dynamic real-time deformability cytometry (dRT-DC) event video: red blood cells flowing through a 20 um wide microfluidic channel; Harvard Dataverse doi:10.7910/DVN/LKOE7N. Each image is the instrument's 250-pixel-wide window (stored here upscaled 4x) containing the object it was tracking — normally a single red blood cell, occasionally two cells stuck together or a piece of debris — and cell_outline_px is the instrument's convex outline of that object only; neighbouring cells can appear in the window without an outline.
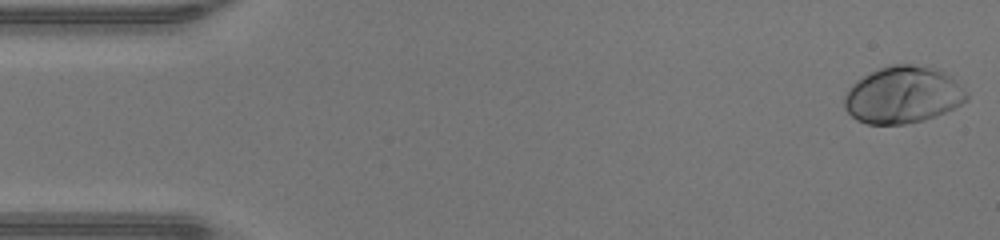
{"species": "human", "species_latin": "Homo sapiens", "temperature_condition": "warm", "stored_images_in_passage": 47, "camera_frame_rate_fps": 3000, "um_per_image_px": 0.085, "donor": {"sex": "male"}, "frame": {"image": 1, "passage_image": 1, "time_ms": 0.0, "image_size_px": [1000, 240], "cell_outline_px": [[968, 100], [936, 116], [924, 120], [904, 124], [868, 124], [856, 120], [844, 108], [844, 96], [848, 88], [856, 80], [880, 68], [892, 64], [912, 64], [928, 68], [940, 72], [948, 76], [968, 92]], "centroid_in_image_um": [76.7, 8.09], "position_along_channel_um": 8.3, "area_um2": 40.11}}
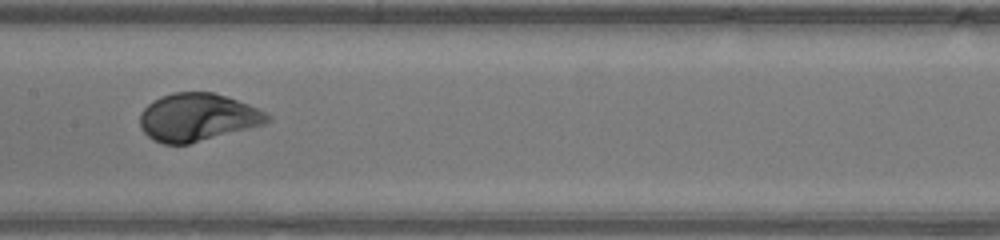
{"frame": {"image": 2, "passage_image": 23, "time_ms": 7.333, "image_size_px": [1000, 240], "cell_outline_px": [[272, 120], [264, 124], [188, 144], [164, 144], [152, 140], [140, 128], [140, 112], [152, 100], [160, 96], [172, 92], [212, 92], [228, 96], [248, 104], [272, 116]], "centroid_in_image_um": [16.76, 9.96], "position_along_channel_um": 190.6, "area_um2": 35.55}}
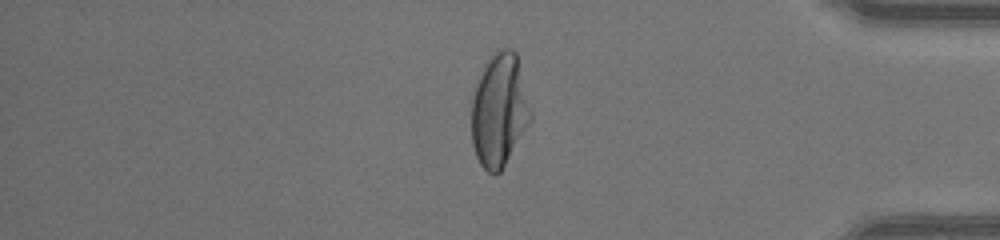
{"frame": {"image": 3, "passage_image": 39, "time_ms": 12.667, "image_size_px": [1000, 240], "cell_outline_px": [[532, 120], [500, 172], [488, 172], [480, 164], [476, 156], [472, 144], [472, 100], [484, 64], [492, 52], [496, 48], [512, 48], [516, 52], [532, 112]], "centroid_in_image_um": [42.45, 9.34], "position_along_channel_um": 392.7, "area_um2": 38.96}, "authors_computed_cell_mechanics": {"area_um2": 37.1076, "velocity_mm_per_s": 4.367, "shape_relaxation_time_tau1_ms": 2.1514, "shape_relaxation_time_tau2_ms": null, "deformation_change_tau1": 0.1882, "deformation_change_tau2": null}}